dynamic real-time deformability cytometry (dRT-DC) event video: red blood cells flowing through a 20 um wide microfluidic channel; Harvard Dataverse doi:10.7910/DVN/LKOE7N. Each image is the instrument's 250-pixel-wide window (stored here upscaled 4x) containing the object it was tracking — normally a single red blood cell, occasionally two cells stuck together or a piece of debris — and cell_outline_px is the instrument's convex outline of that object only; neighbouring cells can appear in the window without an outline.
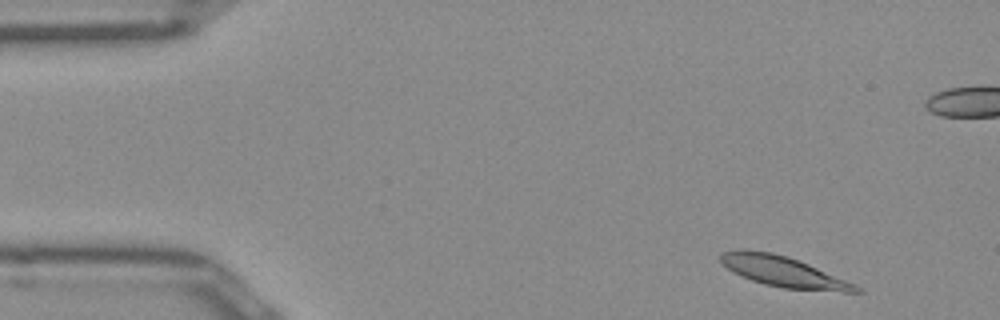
{"species": "Egyptian fruit bat (a non-hibernating species)", "species_latin": "Rousettus aegyptiacus", "temperature_condition": "room temperature", "stored_images_in_passage": 49, "camera_frame_rate_fps": 3000, "um_per_image_px": 0.085, "frame": {"image": 1, "passage_image": 2, "time_ms": 0.333, "image_size_px": [1000, 320], "cell_outline_px": [[864, 292], [844, 292], [784, 288], [764, 284], [740, 276], [732, 272], [720, 264], [720, 252], [740, 248], [744, 248], [772, 252], [788, 256], [808, 264], [856, 284]], "centroid_in_image_um": [66.51, 23.07], "position_along_channel_um": 18.5, "area_um2": 24.39}}
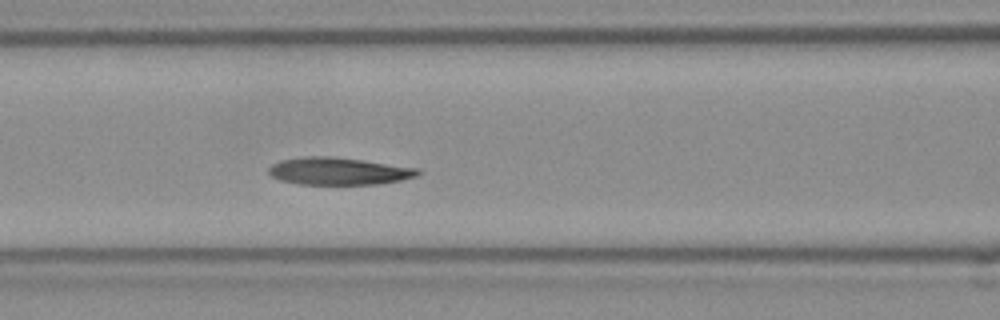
{"frame": {"image": 2, "passage_image": 18, "time_ms": 5.667, "image_size_px": [1000, 320], "cell_outline_px": [[420, 172], [416, 176], [400, 180], [380, 184], [300, 184], [280, 180], [272, 176], [268, 172], [268, 168], [272, 164], [284, 160], [308, 156], [332, 156], [420, 168]], "centroid_in_image_um": [28.8, 14.55], "position_along_channel_um": 137.8, "area_um2": 23.58}}
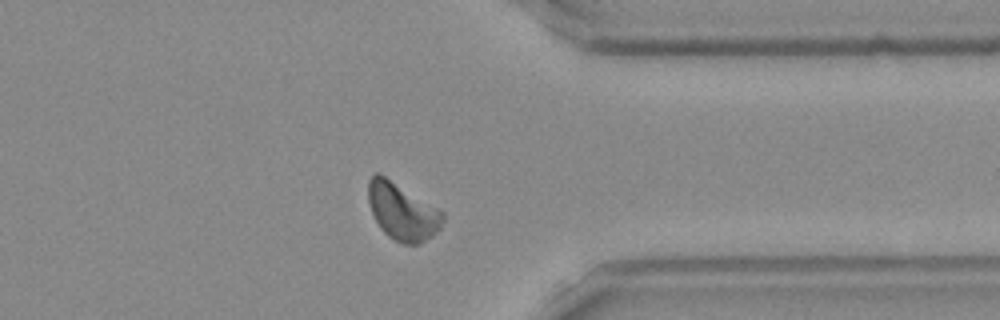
{"frame": {"image": 3, "passage_image": 37, "time_ms": 12.0, "image_size_px": [1000, 320], "cell_outline_px": [[444, 220], [440, 228], [432, 236], [420, 244], [404, 244], [388, 236], [380, 228], [372, 212], [368, 200], [368, 180], [376, 172], [380, 172], [444, 212]], "centroid_in_image_um": [34.19, 17.96], "position_along_channel_um": 377.2, "area_um2": 24.8}}